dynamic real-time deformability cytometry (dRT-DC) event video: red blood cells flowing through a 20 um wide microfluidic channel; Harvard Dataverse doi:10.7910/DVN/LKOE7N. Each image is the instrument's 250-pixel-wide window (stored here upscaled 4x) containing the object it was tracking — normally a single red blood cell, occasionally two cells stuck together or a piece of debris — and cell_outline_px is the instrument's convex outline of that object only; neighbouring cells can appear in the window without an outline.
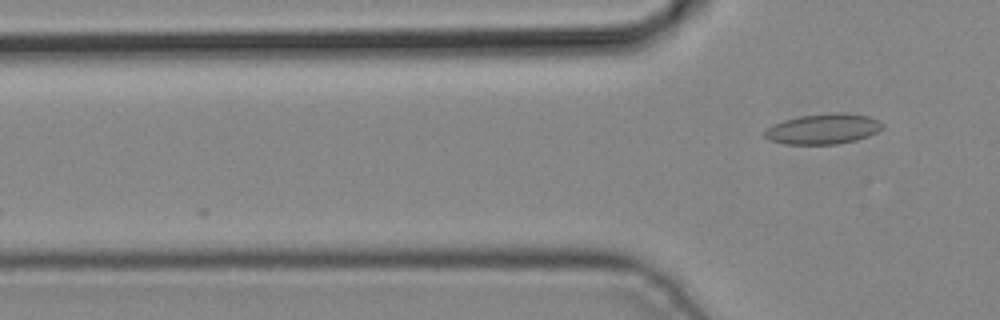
{"species": "common noctule bat (a hibernating species)", "species_latin": "Nyctalus noctula", "temperature_condition": "cold", "stored_images_in_passage": 3, "camera_frame_rate_fps": 3000, "um_per_image_px": 0.085, "animal": {"sex": "male", "body_mass_g": 19.2, "forearm_length_mm": 51.8}, "frame": {"image": 1, "passage_image": 3, "time_ms": 0.667, "image_size_px": [1000, 320], "cell_outline_px": [[884, 124], [876, 132], [868, 136], [856, 140], [836, 144], [784, 144], [768, 140], [764, 136], [764, 132], [768, 128], [784, 120], [800, 116], [832, 112], [840, 112], [868, 116]], "centroid_in_image_um": [69.95, 10.96], "position_along_channel_um": 55.9, "area_um2": 20.63}}